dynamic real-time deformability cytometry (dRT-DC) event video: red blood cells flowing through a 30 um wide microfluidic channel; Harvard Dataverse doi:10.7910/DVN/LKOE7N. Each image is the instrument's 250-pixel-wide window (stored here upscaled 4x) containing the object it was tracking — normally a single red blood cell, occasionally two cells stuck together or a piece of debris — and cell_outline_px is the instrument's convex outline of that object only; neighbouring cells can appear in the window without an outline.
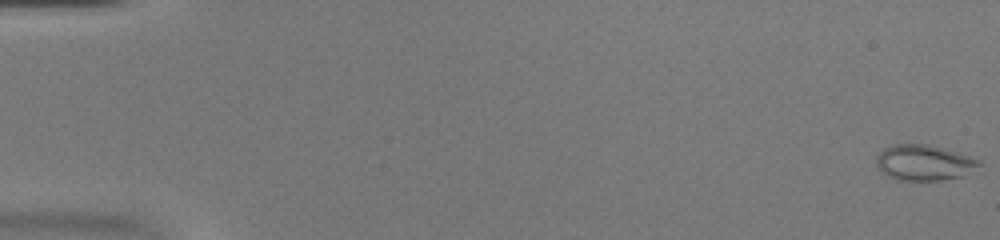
{"species": "common noctule bat (a hibernating species)", "species_latin": "Nyctalus noctula", "temperature_condition": "warm", "stored_images_in_passage": 53, "camera_frame_rate_fps": 3000, "um_per_image_px": 0.085, "animal": {"sex": "female", "body_mass_g": 20.0, "forearm_length_mm": 54.0}, "frame": {"image": 1, "passage_image": 1, "time_ms": 0.0, "image_size_px": [1000, 240], "cell_outline_px": [[984, 164], [964, 176], [940, 180], [896, 180], [888, 176], [876, 164], [876, 156], [884, 148], [892, 144], [928, 144], [956, 152], [980, 160]], "centroid_in_image_um": [78.56, 13.82], "position_along_channel_um": 6.4, "area_um2": 21.33}}
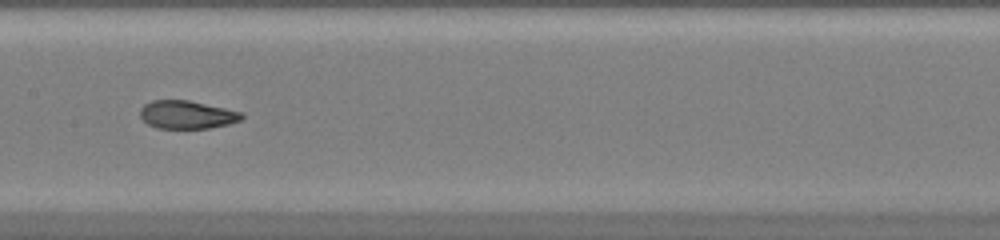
{"frame": {"image": 2, "passage_image": 28, "time_ms": 9.0, "image_size_px": [1000, 240], "cell_outline_px": [[244, 116], [240, 120], [228, 124], [208, 128], [156, 128], [148, 124], [140, 116], [140, 108], [144, 104], [152, 100], [188, 100], [244, 112]], "centroid_in_image_um": [15.89, 9.74], "position_along_channel_um": 191.5, "area_um2": 16.65}}
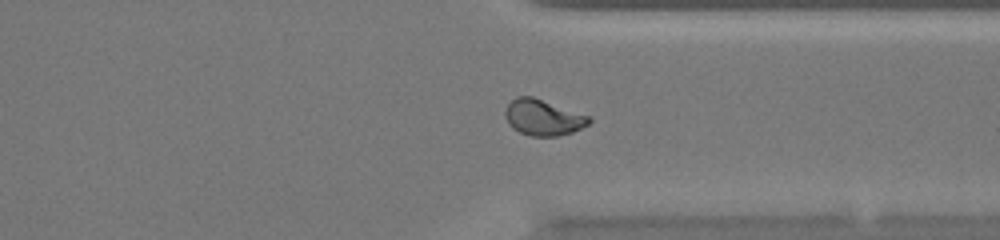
{"frame": {"image": 3, "passage_image": 41, "time_ms": 13.333, "image_size_px": [1000, 240], "cell_outline_px": [[592, 120], [588, 124], [572, 132], [556, 136], [532, 136], [520, 132], [512, 128], [508, 124], [504, 116], [504, 112], [508, 104], [516, 96], [532, 96], [592, 116]], "centroid_in_image_um": [46.16, 9.97], "position_along_channel_um": 365.2, "area_um2": 17.69}, "authors_computed_cell_mechanics": {"area_um2": 18.496, "velocity_mm_per_s": 4.008, "shape_relaxation_time_tau1_ms": null, "shape_relaxation_time_tau2_ms": 0.9926, "deformation_change_tau1": null, "deformation_change_tau2": 0.058}}